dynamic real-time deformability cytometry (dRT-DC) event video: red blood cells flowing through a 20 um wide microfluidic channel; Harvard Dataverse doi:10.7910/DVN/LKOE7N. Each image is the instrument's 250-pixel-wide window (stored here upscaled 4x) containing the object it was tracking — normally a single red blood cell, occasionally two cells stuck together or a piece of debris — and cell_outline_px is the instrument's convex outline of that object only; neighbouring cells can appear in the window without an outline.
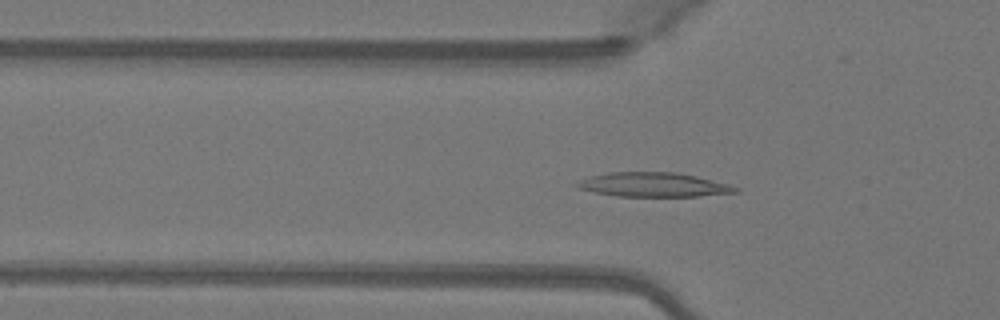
{"species": "Egyptian fruit bat (a non-hibernating species)", "species_latin": "Rousettus aegyptiacus", "temperature_condition": "warm", "stored_images_in_passage": 47, "camera_frame_rate_fps": 3000, "um_per_image_px": 0.085, "animal": {"sex": "female"}, "frame": {"image": 1, "passage_image": 14, "time_ms": 4.333, "image_size_px": [1000, 320], "cell_outline_px": [[740, 192], [700, 196], [616, 196], [596, 192], [580, 188], [572, 184], [580, 180], [592, 176], [608, 172], [676, 172], [696, 176], [728, 184], [740, 188]], "centroid_in_image_um": [55.58, 15.7], "position_along_channel_um": 70.2, "area_um2": 22.31}}
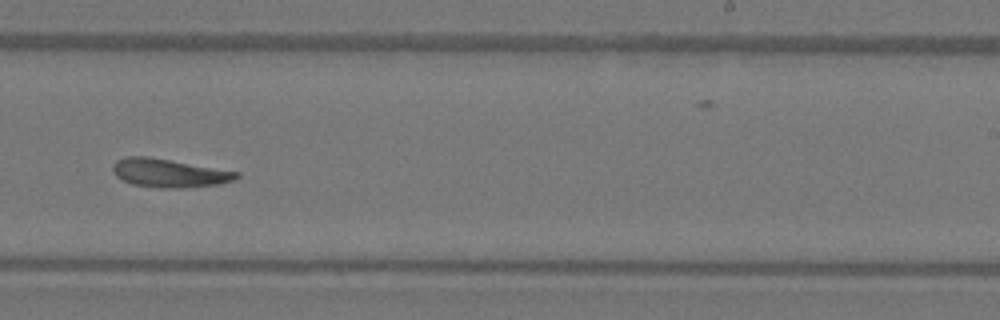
{"frame": {"image": 2, "passage_image": 29, "time_ms": 9.333, "image_size_px": [1000, 320], "cell_outline_px": [[240, 176], [236, 180], [220, 184], [184, 188], [156, 188], [132, 184], [116, 176], [112, 172], [112, 164], [116, 160], [128, 156], [148, 156], [240, 172]], "centroid_in_image_um": [14.38, 14.71], "position_along_channel_um": 274.6, "area_um2": 20.75}}
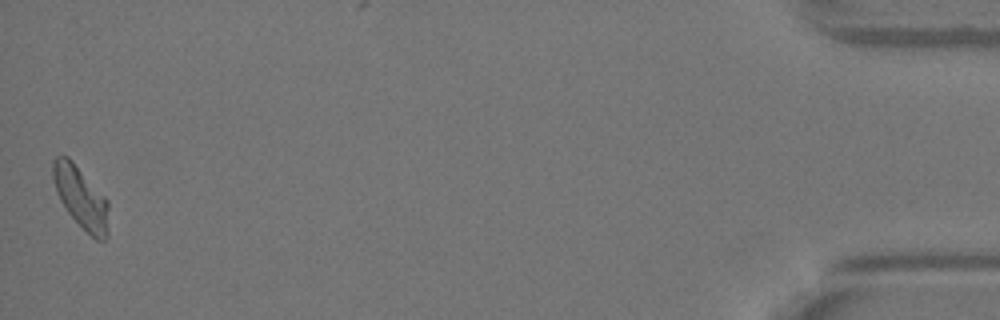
{"frame": {"image": 3, "passage_image": 47, "time_ms": 15.333, "image_size_px": [1000, 320], "cell_outline_px": [[108, 236], [104, 240], [96, 240], [68, 212], [60, 200], [56, 192], [52, 176], [52, 160], [56, 156], [68, 156], [72, 160], [108, 200]], "centroid_in_image_um": [6.87, 16.76], "position_along_channel_um": 428.3, "area_um2": 19.88}, "authors_computed_cell_mechanics": {"area_um2": 20.5768, "velocity_mm_per_s": 4.0876, "shape_relaxation_time_tau1_ms": 10.8104, "shape_relaxation_time_tau2_ms": null, "deformation_change_tau1": 0.2432, "deformation_change_tau2": null}}